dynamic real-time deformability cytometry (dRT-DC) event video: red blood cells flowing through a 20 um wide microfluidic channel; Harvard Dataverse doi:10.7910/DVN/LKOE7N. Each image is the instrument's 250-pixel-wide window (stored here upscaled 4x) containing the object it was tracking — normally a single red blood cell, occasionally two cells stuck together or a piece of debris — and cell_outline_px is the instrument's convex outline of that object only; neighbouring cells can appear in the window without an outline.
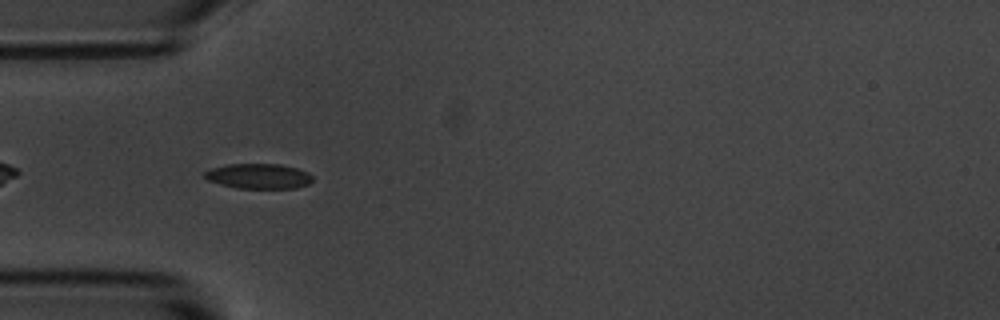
{"species": "common noctule bat (a hibernating species)", "species_latin": "Nyctalus noctula", "temperature_condition": "room temperature", "stored_images_in_passage": 41, "camera_frame_rate_fps": 3000, "um_per_image_px": 0.085, "animal": {"sex": "male", "body_mass_g": 20.1, "forearm_length_mm": 53.5}, "frame": {"image": 1, "passage_image": 3, "time_ms": 0.667, "image_size_px": [1000, 320], "cell_outline_px": [[312, 180], [308, 184], [296, 188], [236, 188], [220, 184], [208, 180], [204, 176], [204, 172], [212, 168], [228, 164], [280, 164], [296, 168], [308, 172], [312, 176]], "centroid_in_image_um": [21.98, 14.97], "position_along_channel_um": 63.0, "area_um2": 15.72}}
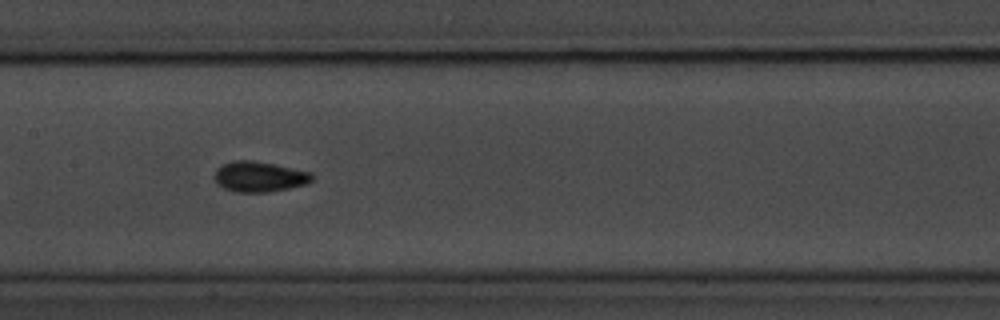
{"frame": {"image": 2, "passage_image": 13, "time_ms": 4.0, "image_size_px": [1000, 320], "cell_outline_px": [[316, 176], [308, 184], [268, 192], [236, 192], [224, 188], [216, 184], [212, 176], [216, 168], [220, 164], [232, 160], [252, 160], [312, 172]], "centroid_in_image_um": [22.0, 15.01], "position_along_channel_um": 185.4, "area_um2": 17.63}}
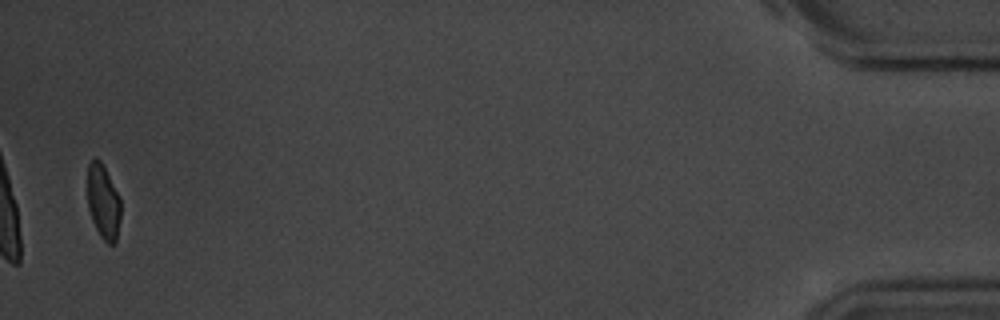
{"frame": {"image": 3, "passage_image": 40, "time_ms": 13.0, "image_size_px": [1000, 320], "cell_outline_px": [[120, 216], [116, 244], [108, 244], [100, 236], [92, 220], [88, 208], [88, 164], [96, 156], [100, 160], [120, 196]], "centroid_in_image_um": [8.78, 17.16], "position_along_channel_um": 426.4, "area_um2": 14.45}, "authors_computed_cell_mechanics": {"area_um2": 15.9528, "velocity_mm_per_s": 3.6757, "shape_relaxation_time_tau1_ms": 2.4354, "shape_relaxation_time_tau2_ms": 2.0471, "deformation_change_tau1": 0.1035, "deformation_change_tau2": 0.0575}}